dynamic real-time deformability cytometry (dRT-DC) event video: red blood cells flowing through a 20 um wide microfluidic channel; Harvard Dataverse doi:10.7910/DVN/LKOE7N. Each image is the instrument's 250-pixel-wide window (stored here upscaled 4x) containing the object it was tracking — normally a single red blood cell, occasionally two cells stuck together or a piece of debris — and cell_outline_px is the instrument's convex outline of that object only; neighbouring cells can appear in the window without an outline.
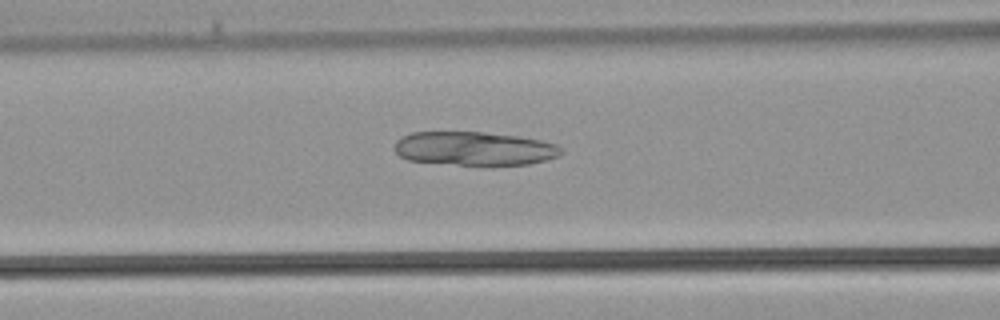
{"species": "common noctule bat (a hibernating species)", "species_latin": "Nyctalus noctula", "temperature_condition": "warm", "stored_images_in_passage": 30, "camera_frame_rate_fps": 3000, "um_per_image_px": 0.085, "animal": {"sex": "male", "body_mass_g": 21.5, "forearm_length_mm": 52.0}, "frame": {"image": 1, "passage_image": 14, "time_ms": 4.333, "image_size_px": [1000, 320], "cell_outline_px": [[564, 152], [560, 156], [528, 164], [456, 164], [408, 160], [400, 156], [392, 148], [396, 140], [412, 132], [484, 132], [516, 136], [540, 140], [556, 144]], "centroid_in_image_um": [40.29, 12.61], "position_along_channel_um": 126.3, "area_um2": 32.43}}
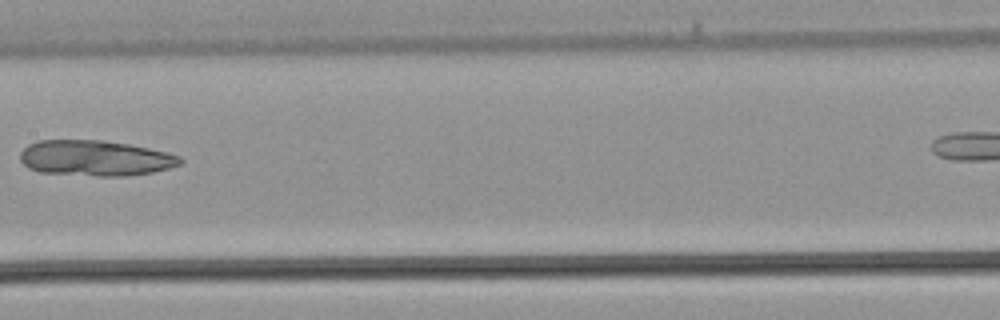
{"frame": {"image": 2, "passage_image": 18, "time_ms": 5.667, "image_size_px": [1000, 320], "cell_outline_px": [[184, 160], [180, 164], [168, 168], [152, 172], [124, 176], [96, 176], [40, 172], [28, 168], [20, 160], [20, 152], [28, 144], [36, 140], [104, 140], [128, 144], [168, 152], [180, 156]], "centroid_in_image_um": [8.08, 13.43], "position_along_channel_um": 199.3, "area_um2": 33.29}}
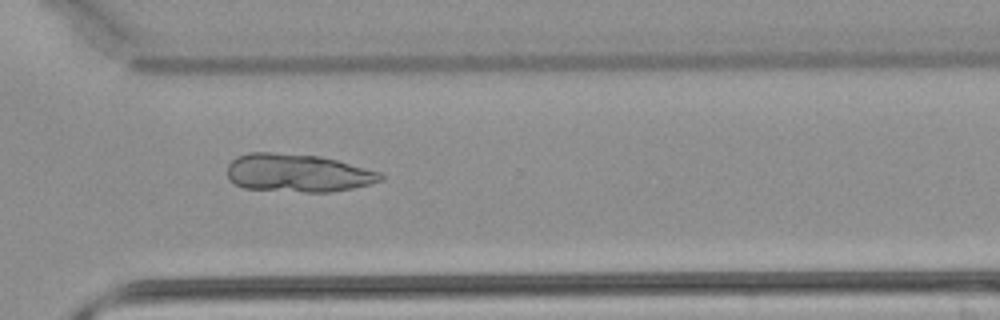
{"frame": {"image": 3, "passage_image": 26, "time_ms": 8.333, "image_size_px": [1000, 320], "cell_outline_px": [[384, 180], [352, 188], [332, 192], [304, 192], [244, 188], [228, 180], [228, 164], [236, 156], [248, 152], [272, 152], [320, 156], [336, 160], [380, 172], [384, 176]], "centroid_in_image_um": [25.28, 14.7], "position_along_channel_um": 345.3, "area_um2": 34.04}}